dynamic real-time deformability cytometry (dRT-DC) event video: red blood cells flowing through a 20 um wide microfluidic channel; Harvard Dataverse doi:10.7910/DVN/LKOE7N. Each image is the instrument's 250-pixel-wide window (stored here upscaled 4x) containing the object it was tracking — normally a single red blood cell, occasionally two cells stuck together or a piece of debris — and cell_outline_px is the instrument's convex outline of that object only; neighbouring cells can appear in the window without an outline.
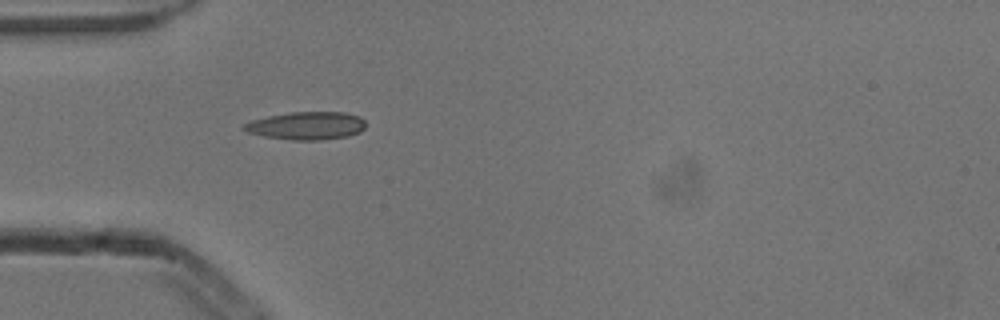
{"species": "common noctule bat (a hibernating species)", "species_latin": "Nyctalus noctula", "temperature_condition": "cold", "stored_images_in_passage": 5, "camera_frame_rate_fps": 3000, "um_per_image_px": 0.085, "animal": {"sex": "male", "body_mass_g": 13.3}, "frame": {"image": 1, "passage_image": 4, "time_ms": 1.0, "image_size_px": [1000, 320], "cell_outline_px": [[364, 128], [360, 132], [348, 136], [320, 140], [292, 140], [264, 136], [248, 132], [240, 128], [244, 124], [252, 120], [268, 116], [292, 112], [344, 112], [360, 116], [364, 120]], "centroid_in_image_um": [26.06, 10.68], "position_along_channel_um": 58.9, "area_um2": 19.77}}